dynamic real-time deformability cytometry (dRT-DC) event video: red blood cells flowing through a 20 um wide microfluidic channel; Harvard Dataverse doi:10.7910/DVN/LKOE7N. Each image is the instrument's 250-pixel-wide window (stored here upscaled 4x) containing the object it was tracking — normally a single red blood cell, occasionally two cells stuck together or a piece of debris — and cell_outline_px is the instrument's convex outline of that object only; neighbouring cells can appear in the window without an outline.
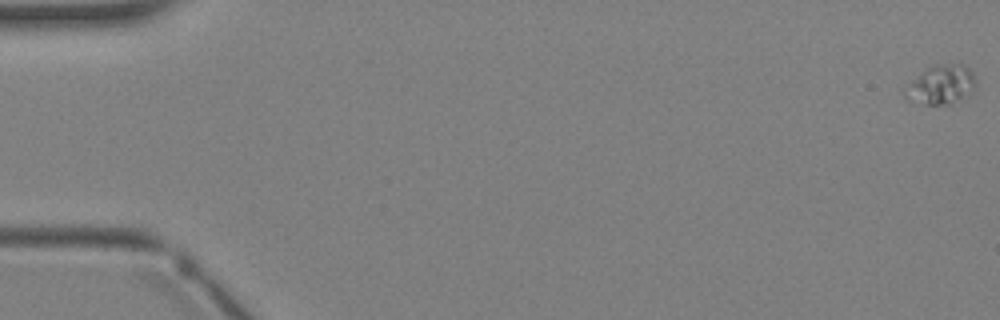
{"species": "Egyptian fruit bat (a non-hibernating species)", "species_latin": "Rousettus aegyptiacus", "temperature_condition": "warm", "stored_images_in_passage": 4, "camera_frame_rate_fps": 3000, "um_per_image_px": 0.085, "animal": {"sex": "female"}, "frame": {"image": 1, "passage_image": 1, "time_ms": 0.0, "image_size_px": [1000, 320], "cell_outline_px": [[976, 84], [968, 96], [948, 104], [928, 104], [908, 100], [904, 96], [904, 92], [908, 84], [912, 80], [932, 64], [964, 64], [972, 72]], "centroid_in_image_um": [80.0, 7.19], "position_along_channel_um": 5.0, "area_um2": 15.95}}